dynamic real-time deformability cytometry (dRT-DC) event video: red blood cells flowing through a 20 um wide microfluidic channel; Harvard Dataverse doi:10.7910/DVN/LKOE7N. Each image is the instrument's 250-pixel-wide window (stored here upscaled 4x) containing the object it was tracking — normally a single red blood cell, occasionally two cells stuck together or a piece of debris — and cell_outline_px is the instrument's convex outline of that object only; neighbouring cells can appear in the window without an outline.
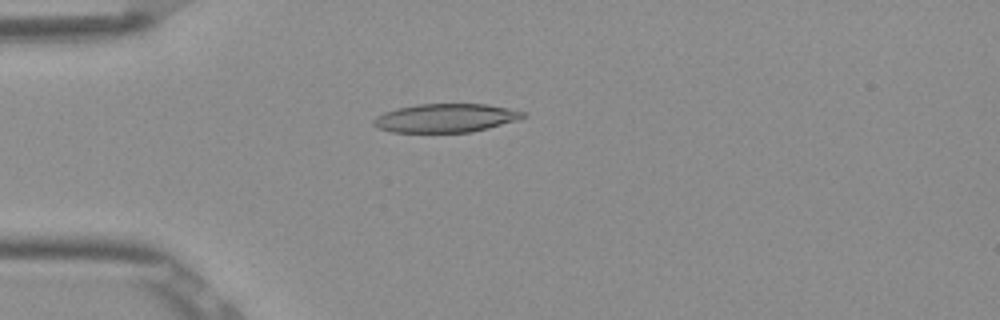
{"species": "Egyptian fruit bat (a non-hibernating species)", "species_latin": "Rousettus aegyptiacus", "temperature_condition": "room temperature", "stored_images_in_passage": 1, "camera_frame_rate_fps": 3000, "um_per_image_px": 0.085, "frame": {"image": 1, "passage_image": 1, "time_ms": 0.0, "image_size_px": [1000, 320], "cell_outline_px": [[524, 116], [516, 120], [488, 128], [472, 132], [392, 132], [380, 128], [372, 124], [372, 120], [376, 116], [384, 112], [396, 108], [416, 104], [488, 104], [508, 108], [524, 112]], "centroid_in_image_um": [37.83, 10.02], "position_along_channel_um": 47.2, "area_um2": 24.8}}